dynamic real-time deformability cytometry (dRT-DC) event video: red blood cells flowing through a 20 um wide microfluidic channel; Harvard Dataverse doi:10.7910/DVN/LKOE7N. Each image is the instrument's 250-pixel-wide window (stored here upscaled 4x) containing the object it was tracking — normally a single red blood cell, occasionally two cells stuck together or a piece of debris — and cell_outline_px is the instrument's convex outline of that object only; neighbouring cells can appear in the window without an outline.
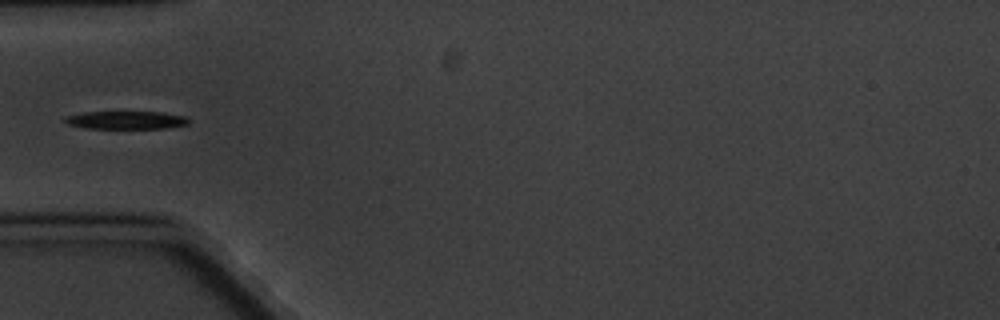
{"species": "common noctule bat (a hibernating species)", "species_latin": "Nyctalus noctula", "temperature_condition": "cold", "stored_images_in_passage": 7, "segment_of_instrument_passage": [2, 2], "camera_frame_rate_fps": 3000, "um_per_image_px": 0.085, "animal": {"sex": "male", "body_mass_g": 20.1, "forearm_length_mm": 53.5}, "frame": {"image": 1, "passage_image": 5, "time_ms": 5.0, "image_size_px": [1000, 320], "cell_outline_px": [[188, 124], [168, 128], [84, 128], [64, 124], [64, 116], [84, 112], [160, 112], [188, 116]], "centroid_in_image_um": [10.68, 10.21], "position_along_channel_um": 74.3, "area_um2": 13.06}}